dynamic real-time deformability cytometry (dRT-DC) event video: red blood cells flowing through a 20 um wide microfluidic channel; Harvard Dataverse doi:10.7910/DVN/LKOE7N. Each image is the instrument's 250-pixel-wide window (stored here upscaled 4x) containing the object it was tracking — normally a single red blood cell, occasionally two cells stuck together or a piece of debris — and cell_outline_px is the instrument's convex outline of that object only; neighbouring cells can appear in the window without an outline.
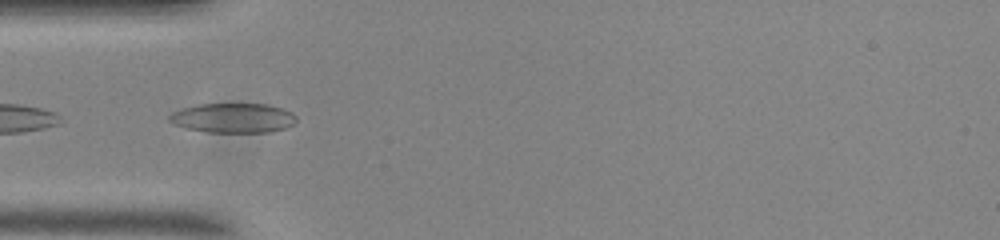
{"species": "common noctule bat (a hibernating species)", "species_latin": "Nyctalus noctula", "temperature_condition": "room temperature", "stored_images_in_passage": 10, "camera_frame_rate_fps": 3000, "um_per_image_px": 0.085, "animal": {"sex": "male", "body_mass_g": 20.0, "forearm_length_mm": 53.3}, "frame": {"image": 1, "passage_image": 4, "time_ms": 1.0, "image_size_px": [1000, 240], "cell_outline_px": [[296, 120], [292, 124], [284, 128], [268, 132], [208, 132], [184, 128], [168, 120], [168, 116], [172, 112], [180, 108], [196, 104], [268, 104], [284, 108], [292, 112], [296, 116]], "centroid_in_image_um": [19.79, 10.01], "position_along_channel_um": 65.2, "area_um2": 22.02}}
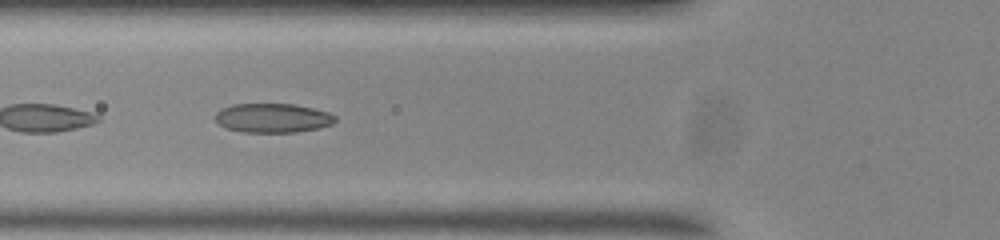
{"frame": {"image": 2, "passage_image": 7, "time_ms": 2.0, "image_size_px": [1000, 240], "cell_outline_px": [[336, 120], [332, 124], [320, 128], [296, 132], [244, 132], [228, 128], [220, 124], [216, 120], [216, 112], [232, 104], [296, 104], [328, 112], [336, 116]], "centroid_in_image_um": [23.22, 10.03], "position_along_channel_um": 102.6, "area_um2": 20.29}}